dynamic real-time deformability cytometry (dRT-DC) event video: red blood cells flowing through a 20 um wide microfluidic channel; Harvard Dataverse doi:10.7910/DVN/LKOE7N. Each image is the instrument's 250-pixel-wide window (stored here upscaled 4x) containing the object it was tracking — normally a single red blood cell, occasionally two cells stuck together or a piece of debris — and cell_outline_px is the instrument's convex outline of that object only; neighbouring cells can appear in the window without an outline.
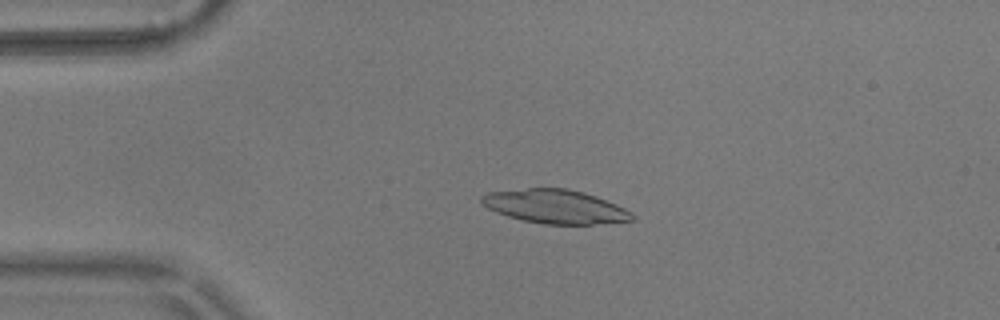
{"species": "common noctule bat (a hibernating species)", "species_latin": "Nyctalus noctula", "temperature_condition": "warm", "stored_images_in_passage": 56, "camera_frame_rate_fps": 3000, "um_per_image_px": 0.085, "animal": {"sex": "male", "body_mass_g": 17.9}, "frame": {"image": 1, "passage_image": 13, "time_ms": 4.0, "image_size_px": [1000, 320], "cell_outline_px": [[632, 220], [592, 224], [544, 224], [524, 220], [508, 216], [496, 212], [488, 208], [480, 200], [480, 196], [488, 192], [528, 188], [568, 188], [584, 192], [596, 196], [616, 204], [632, 212]], "centroid_in_image_um": [47.17, 17.54], "position_along_channel_um": 37.8, "area_um2": 29.42}}
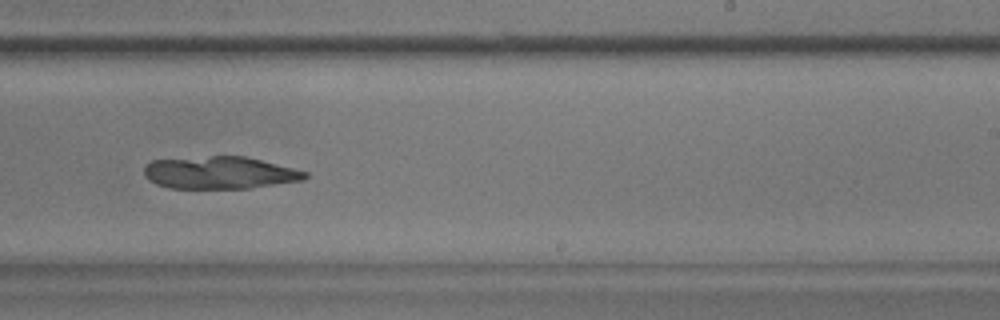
{"frame": {"image": 2, "passage_image": 35, "time_ms": 11.333, "image_size_px": [1000, 320], "cell_outline_px": [[308, 176], [304, 180], [252, 188], [168, 188], [156, 184], [148, 180], [144, 176], [144, 164], [152, 160], [212, 156], [244, 156], [308, 172]], "centroid_in_image_um": [18.64, 14.69], "position_along_channel_um": 270.4, "area_um2": 30.4}}
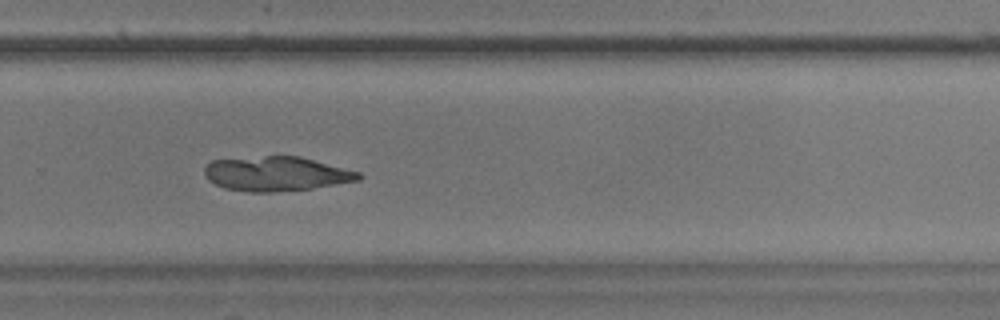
{"frame": {"image": 3, "passage_image": 38, "time_ms": 12.333, "image_size_px": [1000, 320], "cell_outline_px": [[364, 176], [360, 180], [312, 188], [272, 192], [244, 192], [224, 188], [208, 180], [204, 172], [204, 168], [212, 160], [264, 156], [300, 156], [360, 172]], "centroid_in_image_um": [23.49, 14.77], "position_along_channel_um": 306.3, "area_um2": 30.98}}